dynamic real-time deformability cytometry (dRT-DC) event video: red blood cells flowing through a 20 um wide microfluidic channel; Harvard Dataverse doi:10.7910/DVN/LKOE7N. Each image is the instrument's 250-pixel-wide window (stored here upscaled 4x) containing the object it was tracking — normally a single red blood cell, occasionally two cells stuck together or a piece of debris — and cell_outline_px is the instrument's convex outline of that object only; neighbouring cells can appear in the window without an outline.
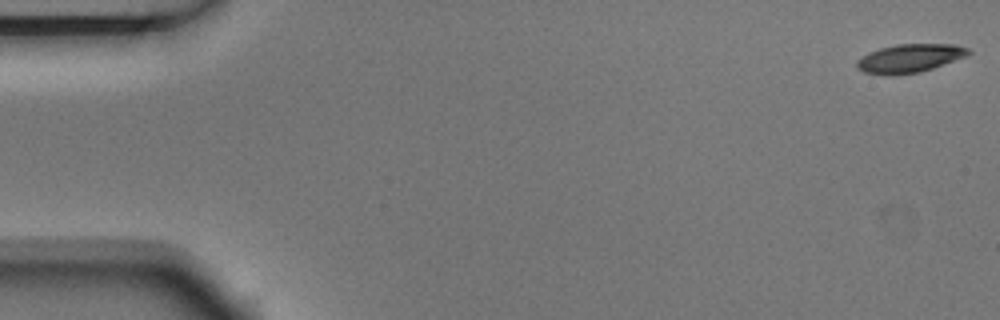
{"species": "Egyptian fruit bat (a non-hibernating species)", "species_latin": "Rousettus aegyptiacus", "temperature_condition": "room temperature", "stored_images_in_passage": 6, "camera_frame_rate_fps": 3000, "um_per_image_px": 0.085, "animal": {"sex": "male"}, "frame": {"image": 1, "passage_image": 1, "time_ms": 0.0, "image_size_px": [1000, 320], "cell_outline_px": [[972, 52], [968, 56], [920, 72], [892, 76], [888, 76], [864, 72], [856, 68], [856, 60], [868, 52], [880, 48], [896, 44], [952, 44], [968, 48]], "centroid_in_image_um": [77.3, 4.96], "position_along_channel_um": 7.7, "area_um2": 18.73}}
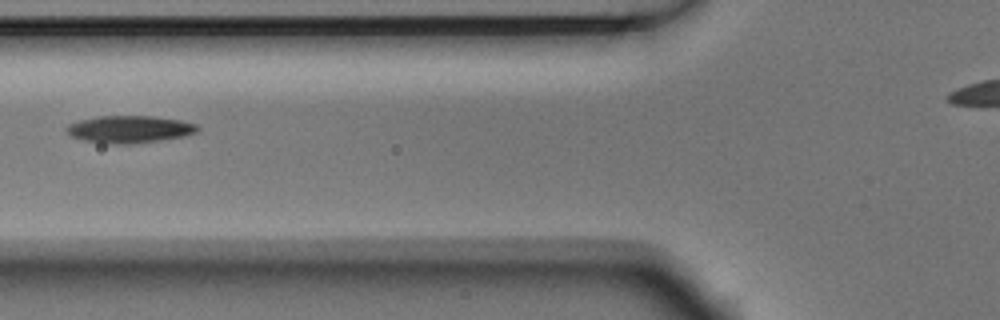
{"frame": {"image": 2, "passage_image": 6, "time_ms": 1.667, "image_size_px": [1000, 320], "cell_outline_px": [[200, 128], [196, 132], [184, 136], [160, 140], [132, 144], [104, 144], [84, 140], [72, 136], [64, 128], [68, 124], [80, 120], [100, 116], [152, 116], [180, 120], [196, 124]], "centroid_in_image_um": [11.0, 10.99], "position_along_channel_um": 114.8, "area_um2": 20.81}}